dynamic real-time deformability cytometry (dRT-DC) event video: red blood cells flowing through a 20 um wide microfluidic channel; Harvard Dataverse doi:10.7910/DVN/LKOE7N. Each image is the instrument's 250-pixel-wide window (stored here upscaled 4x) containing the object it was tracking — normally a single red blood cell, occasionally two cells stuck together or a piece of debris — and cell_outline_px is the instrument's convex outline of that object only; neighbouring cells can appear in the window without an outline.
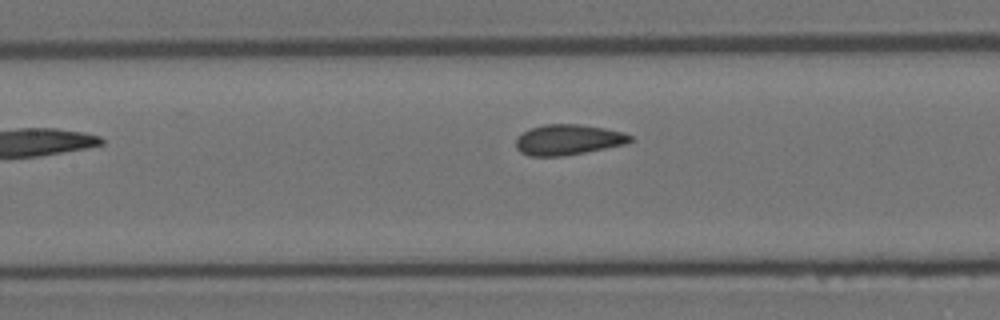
{"species": "Egyptian fruit bat (a non-hibernating species)", "species_latin": "Rousettus aegyptiacus", "temperature_condition": "room temperature", "stored_images_in_passage": 5, "camera_frame_rate_fps": 3000, "um_per_image_px": 0.085, "animal": {"sex": "female"}, "frame": {"image": 1, "passage_image": 4, "time_ms": 1.0, "image_size_px": [1000, 320], "cell_outline_px": [[632, 140], [624, 144], [584, 152], [560, 156], [528, 156], [520, 152], [516, 148], [516, 136], [528, 128], [544, 124], [580, 124], [604, 128], [620, 132], [632, 136]], "centroid_in_image_um": [48.2, 11.87], "position_along_channel_um": 159.2, "area_um2": 20.23}}
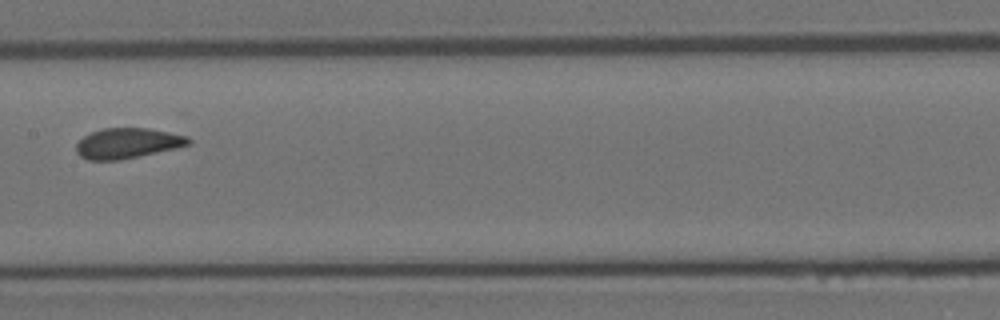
{"frame": {"image": 2, "passage_image": 5, "time_ms": 1.333, "image_size_px": [1000, 320], "cell_outline_px": [[192, 144], [176, 148], [120, 160], [88, 160], [80, 156], [76, 152], [76, 144], [84, 136], [92, 132], [104, 128], [148, 128], [188, 136], [192, 140]], "centroid_in_image_um": [10.85, 12.17], "position_along_channel_um": 196.5, "area_um2": 19.83}}